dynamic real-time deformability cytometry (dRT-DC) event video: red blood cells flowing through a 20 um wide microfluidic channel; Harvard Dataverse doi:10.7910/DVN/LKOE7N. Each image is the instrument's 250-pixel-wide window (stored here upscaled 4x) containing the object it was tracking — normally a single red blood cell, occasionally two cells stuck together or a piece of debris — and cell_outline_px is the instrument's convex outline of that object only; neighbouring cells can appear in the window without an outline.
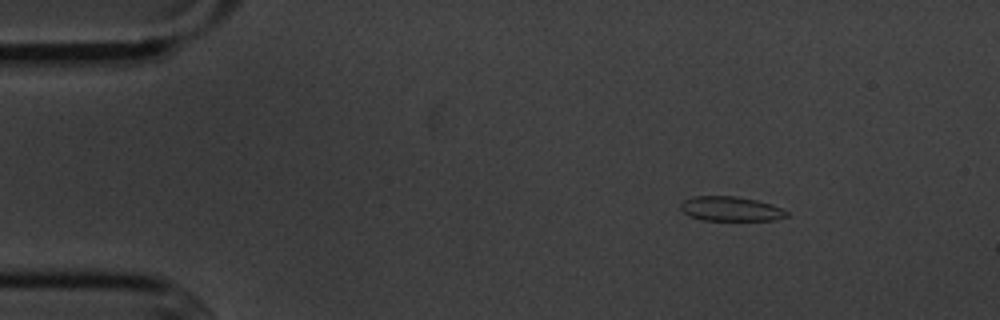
{"species": "common noctule bat (a hibernating species)", "species_latin": "Nyctalus noctula", "temperature_condition": "cold", "stored_images_in_passage": 5, "camera_frame_rate_fps": 3000, "um_per_image_px": 0.085, "animal": {"sex": "male", "body_mass_g": 20.1, "forearm_length_mm": 53.5}, "frame": {"image": 1, "passage_image": 2, "time_ms": 1.333, "image_size_px": [1000, 320], "cell_outline_px": [[788, 216], [776, 220], [704, 220], [688, 216], [680, 208], [680, 204], [684, 200], [692, 196], [736, 196], [756, 200], [772, 204], [788, 212]], "centroid_in_image_um": [62.1, 17.75], "position_along_channel_um": 22.9, "area_um2": 15.2}}
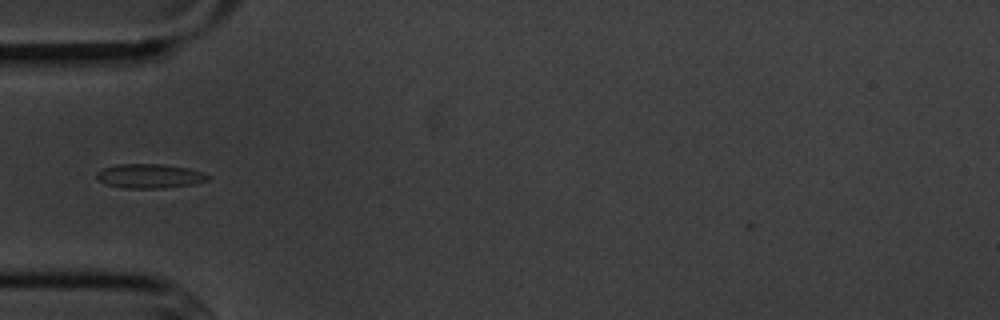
{"frame": {"image": 2, "passage_image": 5, "time_ms": 4.667, "image_size_px": [1000, 320], "cell_outline_px": [[208, 180], [196, 184], [164, 188], [124, 188], [104, 184], [96, 176], [96, 172], [100, 168], [116, 164], [164, 164], [188, 168], [200, 172], [208, 176]], "centroid_in_image_um": [12.67, 14.96], "position_along_channel_um": 72.3, "area_um2": 15.84}}